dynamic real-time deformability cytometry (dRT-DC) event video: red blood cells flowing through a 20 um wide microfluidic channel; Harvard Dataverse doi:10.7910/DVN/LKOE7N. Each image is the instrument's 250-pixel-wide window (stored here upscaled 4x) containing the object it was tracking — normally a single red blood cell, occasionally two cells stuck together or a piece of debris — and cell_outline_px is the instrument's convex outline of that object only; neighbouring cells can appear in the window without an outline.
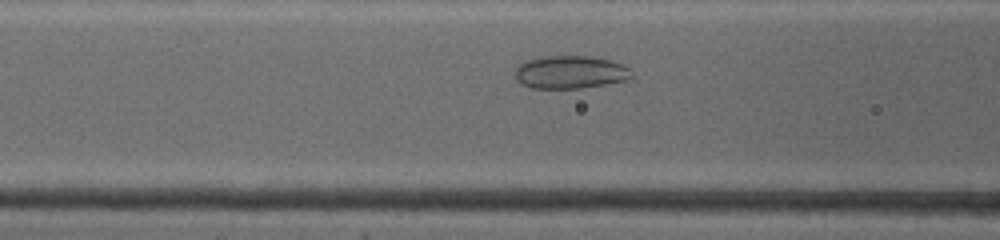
{"species": "common noctule bat (a hibernating species)", "species_latin": "Nyctalus noctula", "temperature_condition": "warm", "stored_images_in_passage": 34, "camera_frame_rate_fps": 4500, "um_per_image_px": 0.085, "animal": {"sex": "female", "body_mass_g": 19.0, "forearm_length_mm": 53.3}, "frame": {"image": 1, "passage_image": 9, "time_ms": 3.333, "image_size_px": [1000, 240], "cell_outline_px": [[632, 80], [580, 88], [532, 88], [520, 84], [516, 80], [516, 68], [520, 64], [528, 60], [548, 56], [592, 56], [612, 60], [624, 64], [628, 68], [632, 76]], "centroid_in_image_um": [48.52, 6.14], "position_along_channel_um": 118.1, "area_um2": 22.48}}
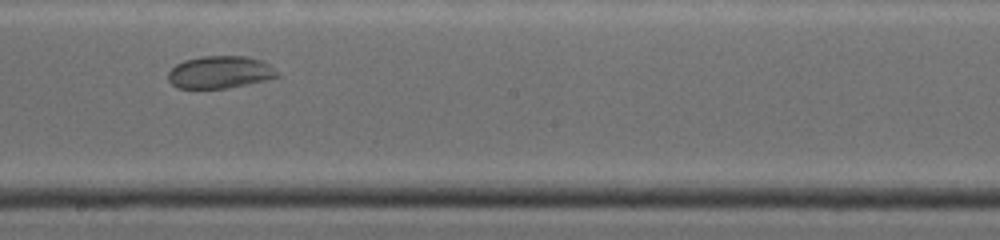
{"frame": {"image": 2, "passage_image": 17, "time_ms": 6.222, "image_size_px": [1000, 240], "cell_outline_px": [[280, 76], [264, 80], [228, 88], [176, 88], [168, 80], [168, 72], [176, 64], [184, 60], [204, 56], [248, 56], [272, 64], [280, 72]], "centroid_in_image_um": [18.73, 6.13], "position_along_channel_um": 229.5, "area_um2": 20.75}}
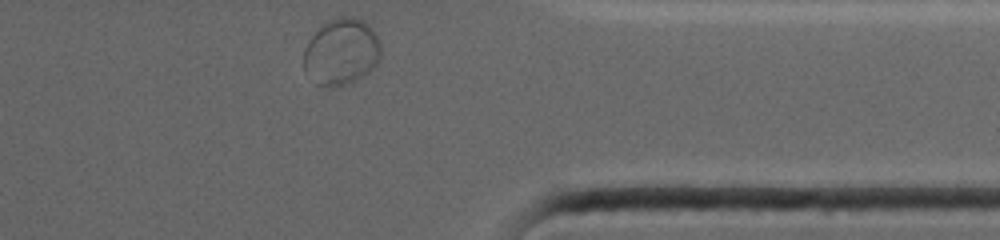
{"frame": {"image": 3, "passage_image": 34, "time_ms": 10.444, "image_size_px": [1000, 240], "cell_outline_px": [[380, 60], [364, 76], [348, 84], [332, 88], [324, 88], [316, 84], [304, 72], [304, 48], [308, 40], [324, 24], [340, 16], [352, 16], [368, 24], [372, 28], [380, 40]], "centroid_in_image_um": [29.01, 4.45], "position_along_channel_um": 382.4, "area_um2": 30.17}}